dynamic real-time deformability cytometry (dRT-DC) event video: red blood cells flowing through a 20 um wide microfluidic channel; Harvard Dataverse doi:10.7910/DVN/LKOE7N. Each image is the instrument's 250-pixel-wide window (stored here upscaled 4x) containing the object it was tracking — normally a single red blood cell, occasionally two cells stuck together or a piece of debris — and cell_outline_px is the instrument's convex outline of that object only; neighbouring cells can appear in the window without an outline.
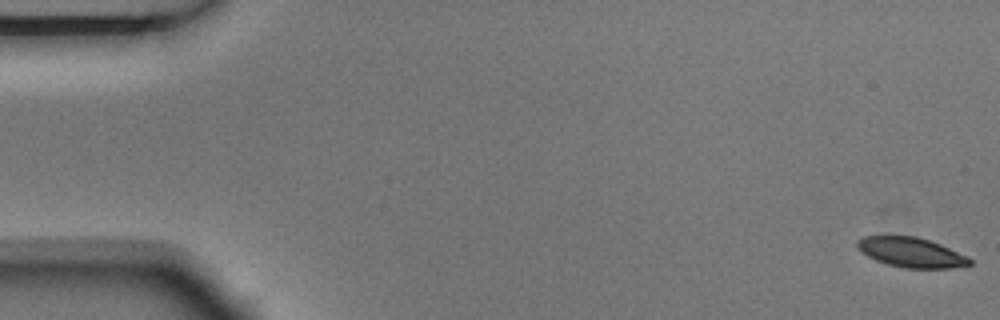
{"species": "Egyptian fruit bat (a non-hibernating species)", "species_latin": "Rousettus aegyptiacus", "temperature_condition": "room temperature", "stored_images_in_passage": 5, "camera_frame_rate_fps": 3000, "um_per_image_px": 0.085, "animal": {"sex": "male"}, "frame": {"image": 1, "passage_image": 1, "time_ms": 0.0, "image_size_px": [1000, 320], "cell_outline_px": [[972, 264], [952, 268], [904, 268], [888, 264], [876, 260], [868, 256], [856, 248], [856, 240], [864, 236], [916, 236], [940, 244], [968, 256], [972, 260]], "centroid_in_image_um": [77.44, 21.45], "position_along_channel_um": 7.6, "area_um2": 19.54}}